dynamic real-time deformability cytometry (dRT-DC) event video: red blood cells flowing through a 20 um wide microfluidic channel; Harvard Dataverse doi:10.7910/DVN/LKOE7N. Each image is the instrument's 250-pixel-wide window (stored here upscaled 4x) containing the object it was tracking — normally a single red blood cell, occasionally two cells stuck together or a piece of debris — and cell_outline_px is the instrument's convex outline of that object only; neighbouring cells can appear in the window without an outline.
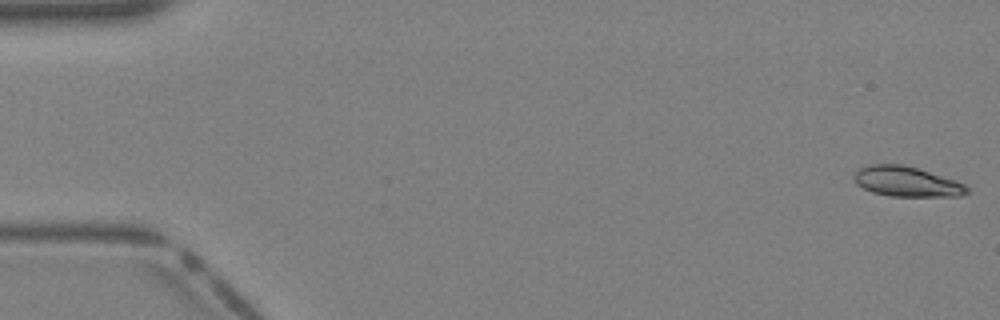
{"species": "Egyptian fruit bat (a non-hibernating species)", "species_latin": "Rousettus aegyptiacus", "temperature_condition": "warm", "stored_images_in_passage": 40, "camera_frame_rate_fps": 3000, "um_per_image_px": 0.085, "animal": {"sex": "female"}, "frame": {"image": 1, "passage_image": 1, "time_ms": 0.0, "image_size_px": [1000, 320], "cell_outline_px": [[968, 192], [960, 196], [888, 196], [872, 192], [856, 184], [852, 176], [860, 168], [868, 164], [904, 164], [956, 180], [964, 184], [968, 188]], "centroid_in_image_um": [77.04, 15.43], "position_along_channel_um": 8.0, "area_um2": 19.83}}
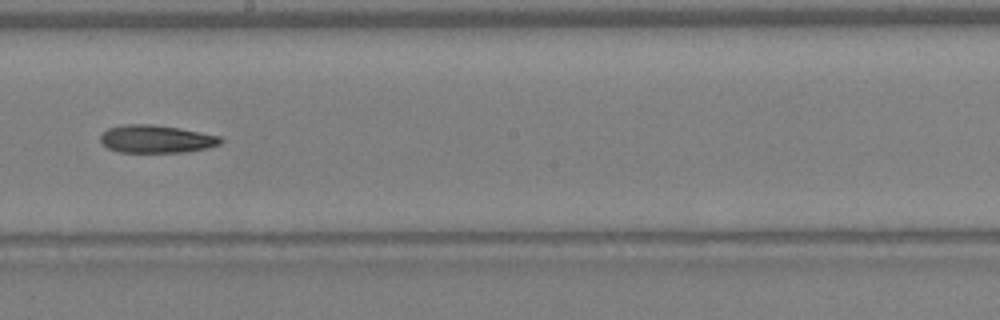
{"frame": {"image": 2, "passage_image": 23, "time_ms": 7.333, "image_size_px": [1000, 320], "cell_outline_px": [[224, 140], [220, 144], [208, 148], [184, 152], [120, 152], [108, 148], [100, 140], [100, 136], [108, 128], [124, 124], [152, 124], [180, 128], [220, 136]], "centroid_in_image_um": [13.3, 11.81], "position_along_channel_um": 234.9, "area_um2": 19.48}}
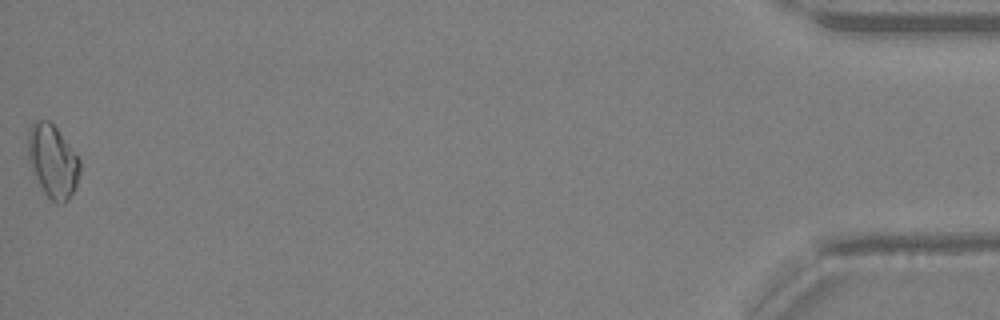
{"frame": {"image": 3, "passage_image": 40, "time_ms": 13.0, "image_size_px": [1000, 320], "cell_outline_px": [[80, 172], [76, 188], [68, 200], [64, 204], [56, 204], [44, 192], [32, 172], [28, 160], [28, 128], [36, 120], [48, 120], [56, 128], [80, 160]], "centroid_in_image_um": [4.47, 13.73], "position_along_channel_um": 430.7, "area_um2": 22.08}}